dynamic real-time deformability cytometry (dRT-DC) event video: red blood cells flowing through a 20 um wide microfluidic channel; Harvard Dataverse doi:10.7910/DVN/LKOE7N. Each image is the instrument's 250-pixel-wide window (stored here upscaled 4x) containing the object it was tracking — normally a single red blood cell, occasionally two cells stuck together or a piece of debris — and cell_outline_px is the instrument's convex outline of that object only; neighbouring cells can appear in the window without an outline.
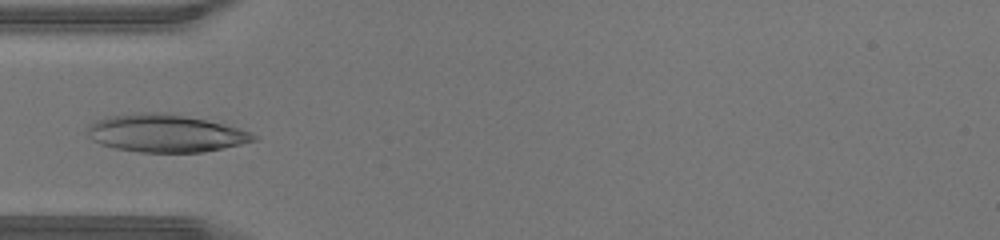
{"species": "human", "species_latin": "Homo sapiens", "temperature_condition": "warm", "stored_images_in_passage": 36, "camera_frame_rate_fps": 3000, "um_per_image_px": 0.085, "donor": {"sex": "male"}, "frame": {"image": 1, "passage_image": 6, "time_ms": 1.667, "image_size_px": [1000, 240], "cell_outline_px": [[256, 140], [240, 144], [204, 152], [140, 152], [116, 148], [100, 144], [92, 140], [88, 136], [88, 124], [96, 120], [108, 116], [132, 112], [172, 112], [224, 124], [240, 128], [252, 132], [256, 136]], "centroid_in_image_um": [14.04, 11.3], "position_along_channel_um": 71.0, "area_um2": 36.82}}
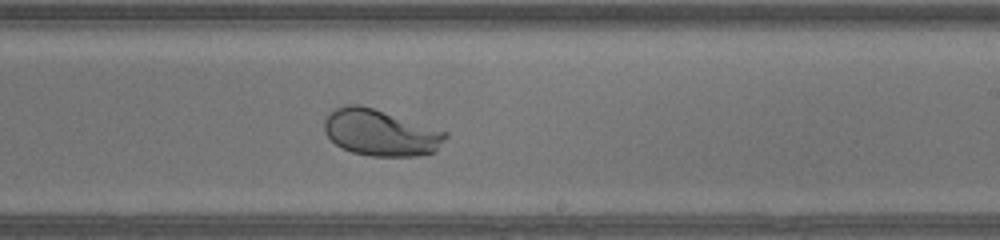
{"frame": {"image": 2, "passage_image": 18, "time_ms": 5.667, "image_size_px": [1000, 240], "cell_outline_px": [[448, 136], [436, 152], [416, 156], [368, 156], [352, 152], [336, 144], [324, 132], [324, 120], [328, 112], [336, 108], [348, 104], [360, 104], [448, 132]], "centroid_in_image_um": [32.34, 11.28], "position_along_channel_um": 256.7, "area_um2": 32.77}}
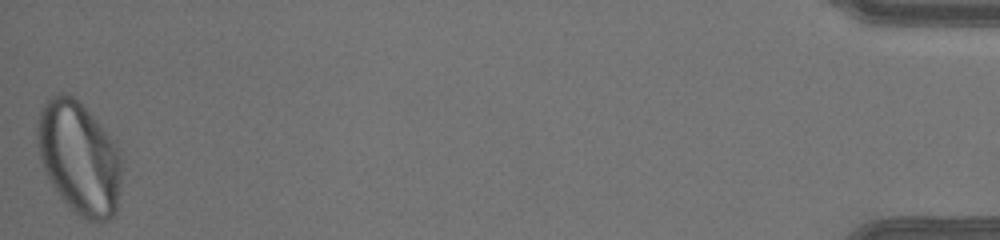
{"frame": {"image": 3, "passage_image": 36, "time_ms": 11.667, "image_size_px": [1000, 240], "cell_outline_px": [[120, 188], [116, 212], [108, 220], [100, 224], [84, 220], [60, 196], [52, 184], [40, 160], [36, 136], [36, 128], [40, 112], [44, 104], [56, 92], [68, 92], [116, 140], [120, 152]], "centroid_in_image_um": [6.74, 13.43], "position_along_channel_um": 428.5, "area_um2": 55.49}}